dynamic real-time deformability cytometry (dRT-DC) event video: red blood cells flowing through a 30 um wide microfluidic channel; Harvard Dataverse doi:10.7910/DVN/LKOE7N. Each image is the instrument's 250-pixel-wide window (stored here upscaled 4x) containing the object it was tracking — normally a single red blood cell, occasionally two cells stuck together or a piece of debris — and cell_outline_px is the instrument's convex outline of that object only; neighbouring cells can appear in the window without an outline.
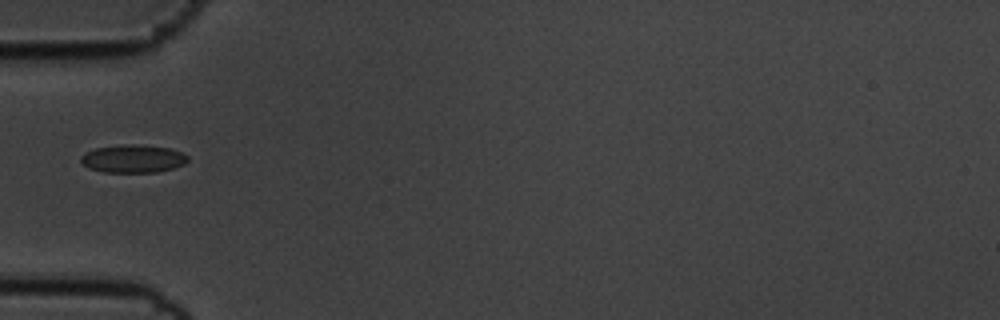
{"species": "common noctule bat (a hibernating species)", "species_latin": "Nyctalus noctula", "temperature_condition": "cold", "stored_images_in_passage": 39, "camera_frame_rate_fps": 3000, "um_per_image_px": 0.085, "animal": {"sex": "male", "body_mass_g": 19.5, "forearm_length_mm": 54.6}, "frame": {"image": 1, "passage_image": 1, "time_ms": 0.0, "image_size_px": [1000, 320], "cell_outline_px": [[188, 160], [184, 164], [172, 168], [156, 172], [104, 172], [88, 168], [80, 160], [80, 156], [84, 152], [96, 148], [124, 144], [132, 144], [168, 148], [180, 152], [188, 156]], "centroid_in_image_um": [11.27, 13.49], "position_along_channel_um": 73.7, "area_um2": 17.28}}
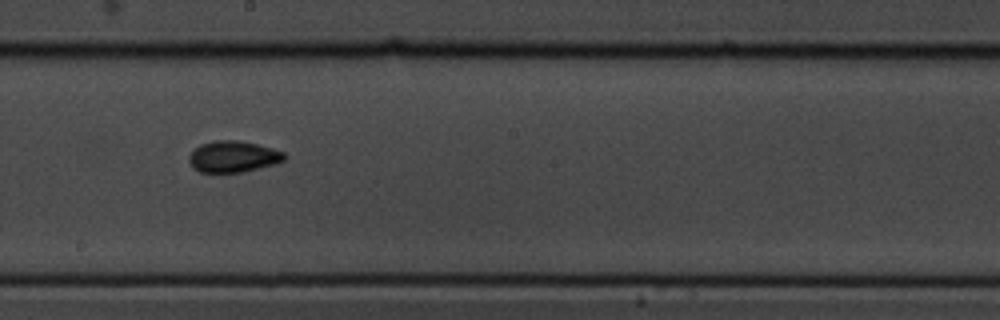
{"frame": {"image": 2, "passage_image": 14, "time_ms": 4.333, "image_size_px": [1000, 320], "cell_outline_px": [[288, 156], [284, 160], [272, 164], [244, 172], [200, 172], [192, 168], [188, 160], [188, 156], [200, 144], [212, 140], [236, 140], [256, 144], [272, 148], [284, 152]], "centroid_in_image_um": [19.79, 13.31], "position_along_channel_um": 228.4, "area_um2": 17.4}}
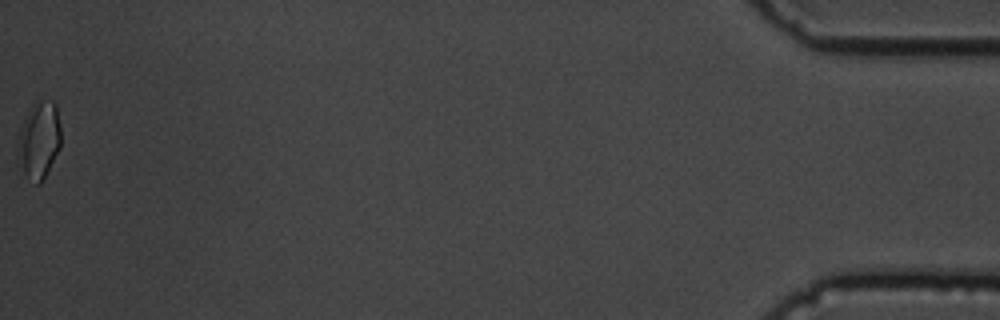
{"frame": {"image": 3, "passage_image": 39, "time_ms": 12.667, "image_size_px": [1000, 320], "cell_outline_px": [[60, 148], [40, 184], [36, 184], [16, 164], [16, 160], [20, 128], [32, 104], [40, 100], [52, 100], [56, 104], [60, 128]], "centroid_in_image_um": [3.3, 11.9], "position_along_channel_um": 431.9, "area_um2": 19.36}}